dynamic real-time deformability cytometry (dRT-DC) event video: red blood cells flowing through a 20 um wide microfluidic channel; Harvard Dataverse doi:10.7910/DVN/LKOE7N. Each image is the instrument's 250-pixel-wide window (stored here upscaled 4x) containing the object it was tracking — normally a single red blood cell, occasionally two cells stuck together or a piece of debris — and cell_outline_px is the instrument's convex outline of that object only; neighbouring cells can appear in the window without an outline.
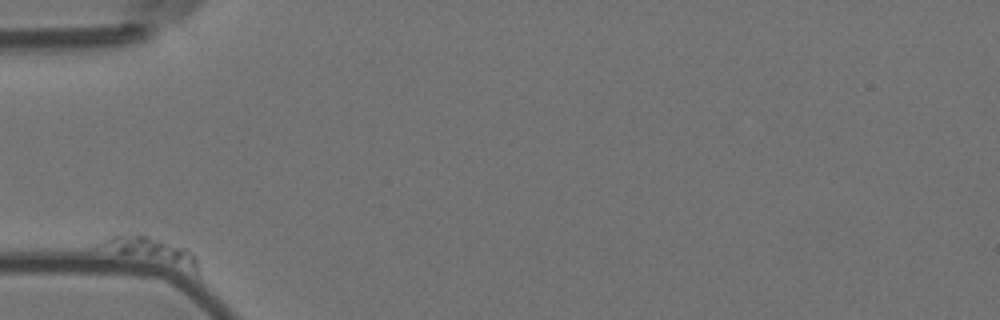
{"species": "Egyptian fruit bat (a non-hibernating species)", "species_latin": "Rousettus aegyptiacus", "temperature_condition": "room temperature", "stored_images_in_passage": 16, "camera_frame_rate_fps": 3000, "um_per_image_px": 0.085, "animal": {"sex": "female"}, "frame": {"image": 1, "passage_image": 1, "time_ms": 0.0, "image_size_px": [1000, 320], "cell_outline_px": [[196, 276], [96, 248], [96, 244], [108, 236], [116, 232], [144, 232], [188, 248], [192, 252], [196, 260]], "centroid_in_image_um": [12.8, 21.3], "position_along_channel_um": 72.2, "area_um2": 17.11}}
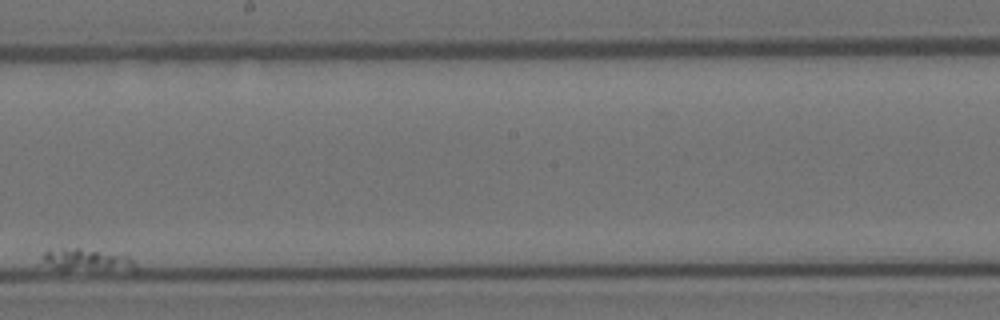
{"frame": {"image": 2, "passage_image": 10, "time_ms": 3.0, "image_size_px": [1000, 320], "cell_outline_px": [[136, 268], [56, 268], [48, 264], [44, 260], [44, 252], [48, 248], [80, 248], [128, 256], [136, 264]], "centroid_in_image_um": [7.3, 22.02], "position_along_channel_um": 240.9, "area_um2": 10.87}}
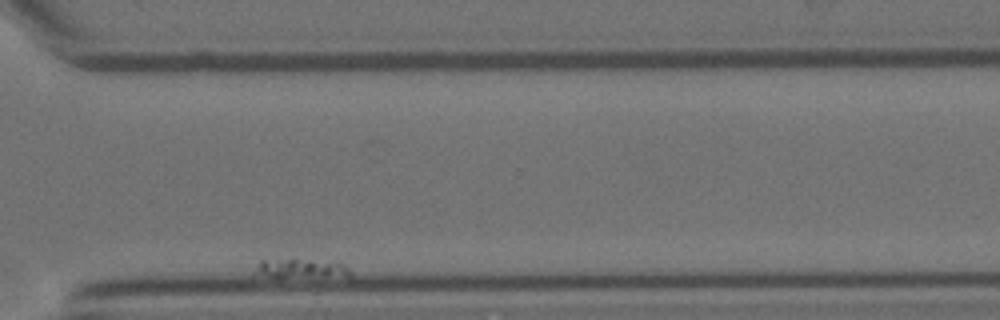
{"frame": {"image": 3, "passage_image": 16, "time_ms": 5.0, "image_size_px": [1000, 320], "cell_outline_px": [[352, 276], [252, 276], [252, 272], [260, 260], [308, 260], [344, 264], [352, 272]], "centroid_in_image_um": [25.5, 22.83], "position_along_channel_um": 345.1, "area_um2": 10.23}}